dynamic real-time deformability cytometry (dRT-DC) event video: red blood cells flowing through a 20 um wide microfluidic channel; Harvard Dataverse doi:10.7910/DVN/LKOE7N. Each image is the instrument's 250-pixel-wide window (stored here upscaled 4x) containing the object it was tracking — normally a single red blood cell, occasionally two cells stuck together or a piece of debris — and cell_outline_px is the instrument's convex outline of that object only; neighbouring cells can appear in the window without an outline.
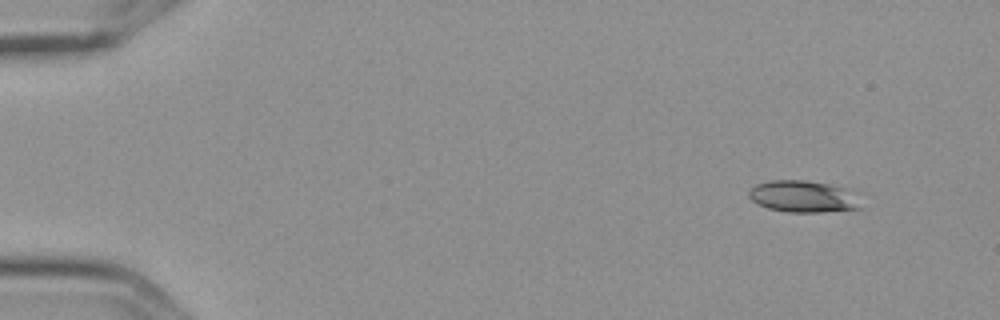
{"species": "Egyptian fruit bat (a non-hibernating species)", "species_latin": "Rousettus aegyptiacus", "temperature_condition": "cold", "stored_images_in_passage": 14, "camera_frame_rate_fps": 3000, "um_per_image_px": 0.085, "frame": {"image": 1, "passage_image": 1, "time_ms": 0.0, "image_size_px": [1000, 320], "cell_outline_px": [[864, 208], [820, 212], [788, 212], [768, 208], [752, 200], [748, 196], [748, 192], [756, 184], [772, 180], [804, 180], [828, 184], [844, 188]], "centroid_in_image_um": [68.21, 16.7], "position_along_channel_um": 16.8, "area_um2": 20.23}}
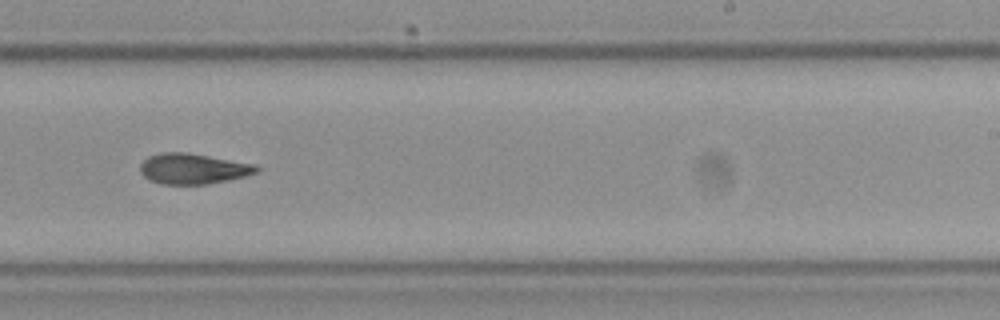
{"frame": {"image": 2, "passage_image": 9, "time_ms": 2.667, "image_size_px": [1000, 320], "cell_outline_px": [[260, 172], [228, 180], [208, 184], [164, 184], [148, 180], [140, 172], [140, 164], [148, 156], [160, 152], [188, 152], [256, 164], [260, 168]], "centroid_in_image_um": [16.42, 14.33], "position_along_channel_um": 272.6, "area_um2": 20.92}}
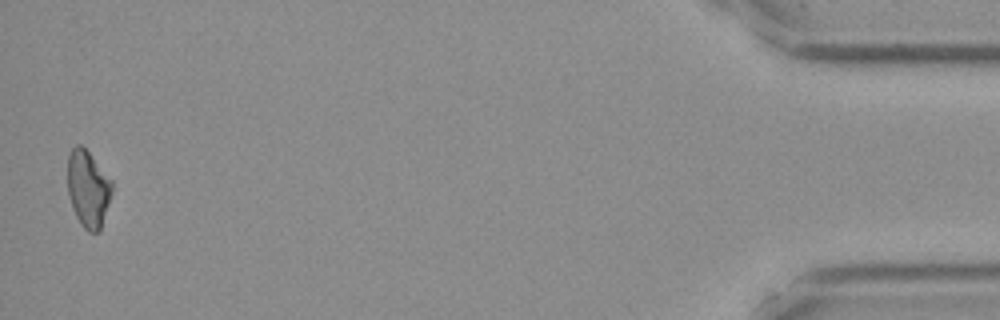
{"frame": {"image": 3, "passage_image": 14, "time_ms": 4.333, "image_size_px": [1000, 320], "cell_outline_px": [[112, 192], [100, 232], [88, 232], [84, 228], [76, 216], [68, 192], [68, 156], [72, 148], [76, 144], [80, 144], [88, 152], [112, 180]], "centroid_in_image_um": [7.5, 16.05], "position_along_channel_um": 427.7, "area_um2": 19.65}}